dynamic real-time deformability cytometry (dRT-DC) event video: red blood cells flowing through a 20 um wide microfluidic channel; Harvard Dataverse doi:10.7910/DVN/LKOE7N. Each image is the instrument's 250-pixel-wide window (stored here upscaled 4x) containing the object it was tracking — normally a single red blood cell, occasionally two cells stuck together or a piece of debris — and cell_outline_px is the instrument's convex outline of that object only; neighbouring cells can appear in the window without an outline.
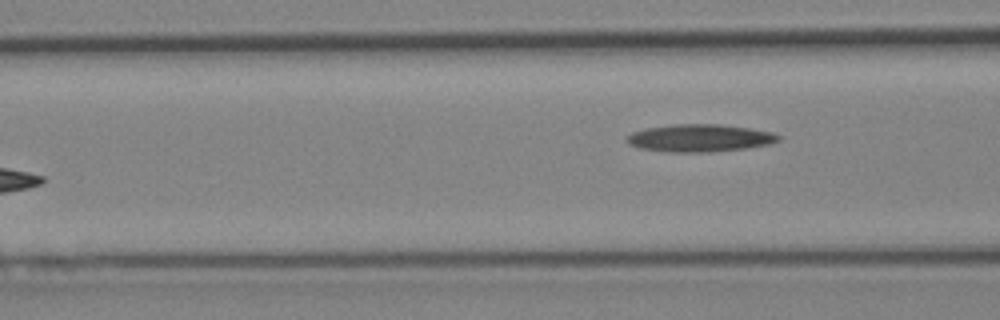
{"species": "Egyptian fruit bat (a non-hibernating species)", "species_latin": "Rousettus aegyptiacus", "temperature_condition": "cold", "stored_images_in_passage": 5, "camera_frame_rate_fps": 3000, "um_per_image_px": 0.085, "animal": {"sex": "female"}, "frame": {"image": 1, "passage_image": 5, "time_ms": 4.667, "image_size_px": [1000, 320], "cell_outline_px": [[780, 140], [768, 144], [744, 148], [712, 152], [664, 152], [640, 148], [628, 144], [624, 140], [624, 136], [632, 132], [644, 128], [676, 124], [720, 124], [748, 128], [772, 132], [780, 136]], "centroid_in_image_um": [59.39, 11.73], "position_along_channel_um": 107.2, "area_um2": 24.45}}